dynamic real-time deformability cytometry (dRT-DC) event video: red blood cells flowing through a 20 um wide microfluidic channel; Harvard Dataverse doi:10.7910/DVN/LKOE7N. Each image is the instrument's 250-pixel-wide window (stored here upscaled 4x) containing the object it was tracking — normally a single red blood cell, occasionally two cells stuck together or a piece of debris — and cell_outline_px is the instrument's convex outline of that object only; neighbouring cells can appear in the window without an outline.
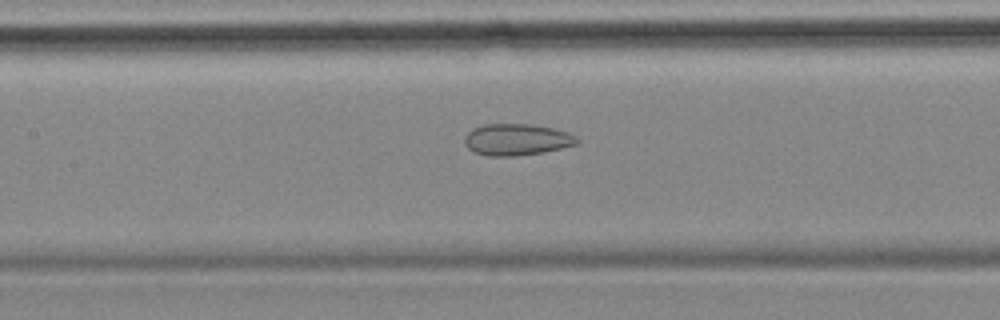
{"species": "common noctule bat (a hibernating species)", "species_latin": "Nyctalus noctula", "temperature_condition": "cold", "stored_images_in_passage": 54, "camera_frame_rate_fps": 3000, "um_per_image_px": 0.085, "animal": {"sex": "female", "body_mass_g": 18.4}, "frame": {"image": 1, "passage_image": 23, "time_ms": 7.333, "image_size_px": [1000, 320], "cell_outline_px": [[580, 144], [544, 152], [516, 156], [488, 156], [472, 152], [464, 144], [464, 136], [472, 128], [484, 124], [528, 124], [552, 128], [568, 132], [576, 136], [580, 140]], "centroid_in_image_um": [43.92, 11.87], "position_along_channel_um": 163.5, "area_um2": 20.98}}
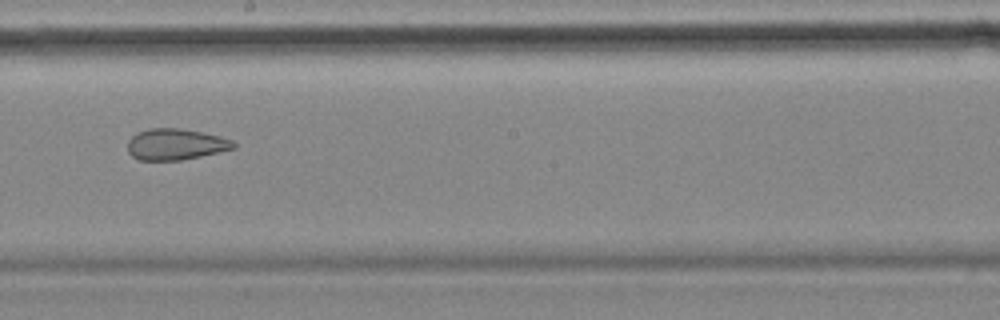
{"frame": {"image": 2, "passage_image": 29, "time_ms": 9.333, "image_size_px": [1000, 320], "cell_outline_px": [[236, 148], [200, 156], [180, 160], [136, 160], [128, 152], [128, 140], [136, 132], [148, 128], [180, 128], [220, 136], [232, 140], [236, 144]], "centroid_in_image_um": [14.9, 12.26], "position_along_channel_um": 233.3, "area_um2": 19.31}}
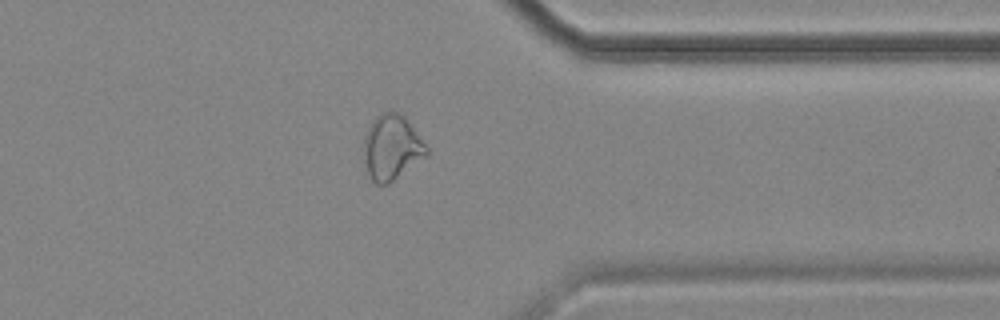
{"frame": {"image": 3, "passage_image": 42, "time_ms": 13.667, "image_size_px": [1000, 320], "cell_outline_px": [[428, 156], [388, 184], [376, 184], [368, 176], [364, 160], [364, 136], [372, 120], [376, 116], [392, 108], [400, 112], [404, 116], [428, 148]], "centroid_in_image_um": [33.29, 12.52], "position_along_channel_um": 378.1, "area_um2": 24.04}, "authors_computed_cell_mechanics": {"area_um2": 25.0563, "velocity_mm_per_s": 3.5188, "shape_relaxation_time_tau1_ms": null, "shape_relaxation_time_tau2_ms": 2.5307, "deformation_change_tau1": null, "deformation_change_tau2": 0.0966}}